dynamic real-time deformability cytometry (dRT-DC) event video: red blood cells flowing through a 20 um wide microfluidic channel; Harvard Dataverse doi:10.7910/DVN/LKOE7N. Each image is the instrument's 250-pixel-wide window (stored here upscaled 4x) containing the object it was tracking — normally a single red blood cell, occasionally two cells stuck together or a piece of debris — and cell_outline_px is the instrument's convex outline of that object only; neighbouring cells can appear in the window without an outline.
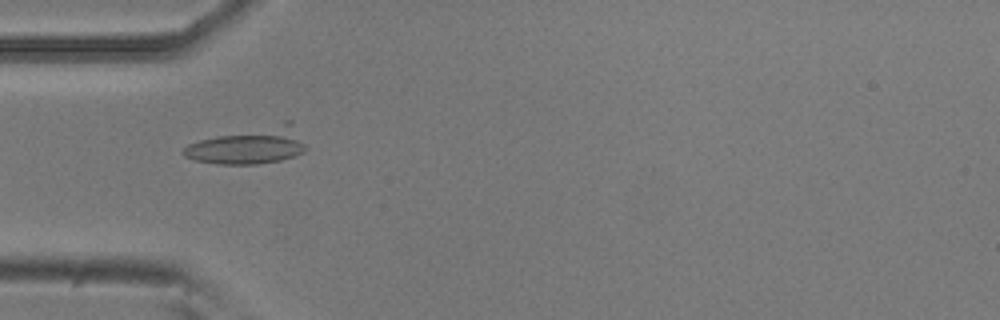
{"species": "common noctule bat (a hibernating species)", "species_latin": "Nyctalus noctula", "temperature_condition": "room temperature", "stored_images_in_passage": 44, "camera_frame_rate_fps": 3000, "um_per_image_px": 0.085, "animal": {"sex": "male", "body_mass_g": 20.5, "forearm_length_mm": 52.5}, "frame": {"image": 1, "passage_image": 16, "time_ms": 5.0, "image_size_px": [1000, 320], "cell_outline_px": [[308, 148], [304, 152], [280, 160], [256, 164], [216, 164], [196, 160], [184, 156], [180, 152], [188, 144], [200, 140], [216, 136], [284, 120], [292, 120]], "centroid_in_image_um": [21.22, 12.36], "position_along_channel_um": 63.8, "area_um2": 26.3}}
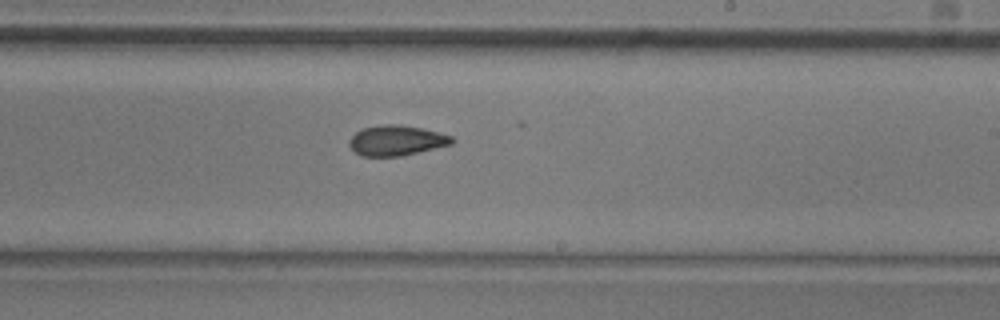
{"frame": {"image": 2, "passage_image": 31, "time_ms": 10.0, "image_size_px": [1000, 320], "cell_outline_px": [[456, 140], [452, 144], [400, 156], [360, 156], [348, 144], [348, 140], [356, 132], [364, 128], [380, 124], [400, 124], [440, 132], [452, 136]], "centroid_in_image_um": [33.7, 11.93], "position_along_channel_um": 255.3, "area_um2": 18.09}}
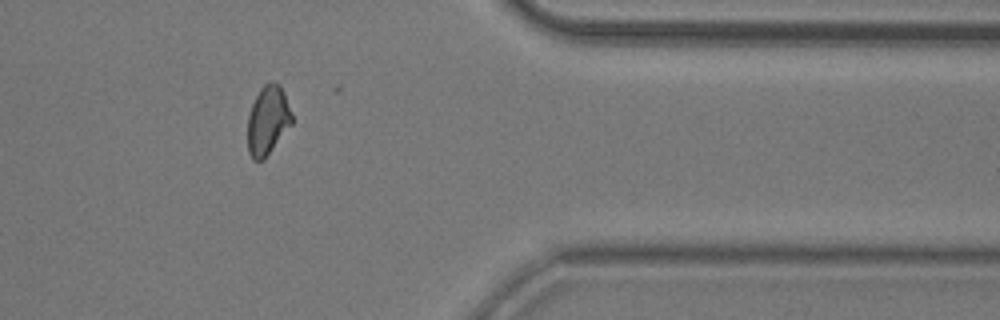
{"frame": {"image": 3, "passage_image": 43, "time_ms": 14.0, "image_size_px": [1000, 320], "cell_outline_px": [[292, 124], [264, 160], [252, 160], [248, 152], [248, 116], [252, 104], [260, 88], [264, 84], [272, 80], [280, 84], [284, 92], [292, 112]], "centroid_in_image_um": [22.77, 10.22], "position_along_channel_um": 388.6, "area_um2": 17.98}, "authors_computed_cell_mechanics": {"area_um2": 18.5538, "velocity_mm_per_s": 3.8074, "shape_relaxation_time_tau1_ms": 9.3424, "shape_relaxation_time_tau2_ms": 3.4443, "deformation_change_tau1": 0.1856, "deformation_change_tau2": 0.0854}}